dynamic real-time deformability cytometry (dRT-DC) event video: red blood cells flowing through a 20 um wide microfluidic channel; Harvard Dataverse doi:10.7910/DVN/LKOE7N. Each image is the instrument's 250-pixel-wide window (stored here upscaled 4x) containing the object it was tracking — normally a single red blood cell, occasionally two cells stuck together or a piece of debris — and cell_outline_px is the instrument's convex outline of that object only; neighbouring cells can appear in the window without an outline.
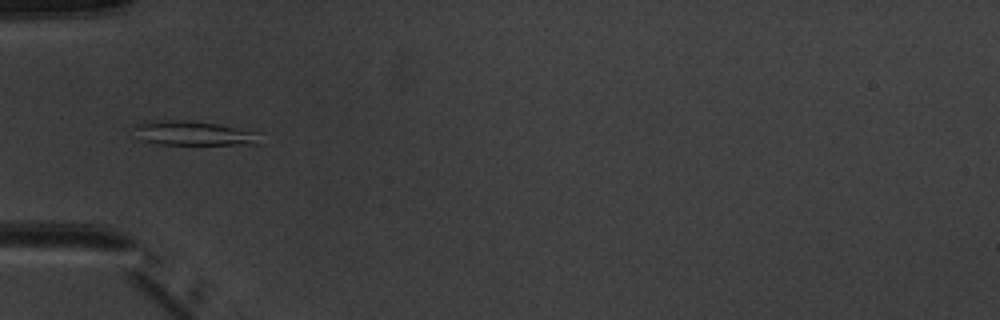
{"species": "common noctule bat (a hibernating species)", "species_latin": "Nyctalus noctula", "temperature_condition": "warm", "stored_images_in_passage": 6, "camera_frame_rate_fps": 3000, "um_per_image_px": 0.085, "animal": {"sex": "male", "body_mass_g": 20.1, "forearm_length_mm": 53.5}, "frame": {"image": 1, "passage_image": 5, "time_ms": 5.667, "image_size_px": [1000, 320], "cell_outline_px": [[260, 144], [160, 144], [144, 140], [136, 128], [136, 124], [156, 120], [184, 120], [216, 124], [260, 132]], "centroid_in_image_um": [16.57, 11.32], "position_along_channel_um": 68.4, "area_um2": 17.4}}